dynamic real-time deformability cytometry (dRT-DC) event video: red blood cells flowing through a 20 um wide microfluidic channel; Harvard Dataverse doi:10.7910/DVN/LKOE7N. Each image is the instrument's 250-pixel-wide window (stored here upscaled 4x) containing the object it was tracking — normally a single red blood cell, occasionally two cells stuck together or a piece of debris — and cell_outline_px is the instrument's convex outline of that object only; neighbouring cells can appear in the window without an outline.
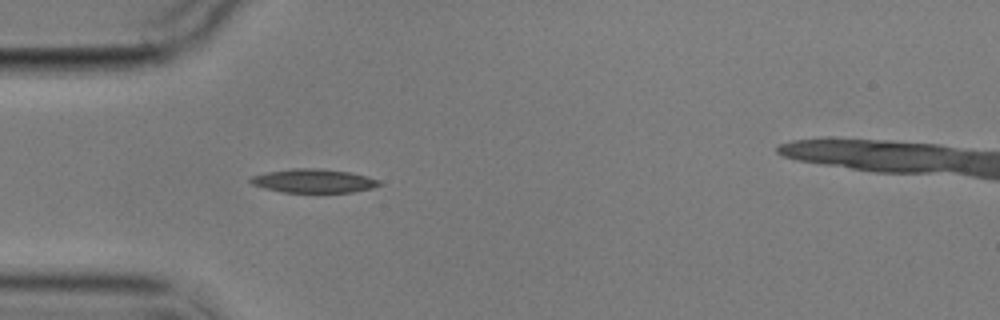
{"species": "common noctule bat (a hibernating species)", "species_latin": "Nyctalus noctula", "temperature_condition": "cold", "stored_images_in_passage": 5, "camera_frame_rate_fps": 3000, "um_per_image_px": 0.085, "animal": {"sex": "male", "body_mass_g": 17.9}, "frame": {"image": 1, "passage_image": 4, "time_ms": 3.333, "image_size_px": [1000, 320], "cell_outline_px": [[384, 184], [372, 188], [352, 192], [284, 192], [264, 188], [252, 184], [248, 180], [252, 176], [264, 172], [292, 168], [320, 168], [348, 172], [368, 176], [380, 180]], "centroid_in_image_um": [26.66, 15.36], "position_along_channel_um": 58.3, "area_um2": 17.92}}